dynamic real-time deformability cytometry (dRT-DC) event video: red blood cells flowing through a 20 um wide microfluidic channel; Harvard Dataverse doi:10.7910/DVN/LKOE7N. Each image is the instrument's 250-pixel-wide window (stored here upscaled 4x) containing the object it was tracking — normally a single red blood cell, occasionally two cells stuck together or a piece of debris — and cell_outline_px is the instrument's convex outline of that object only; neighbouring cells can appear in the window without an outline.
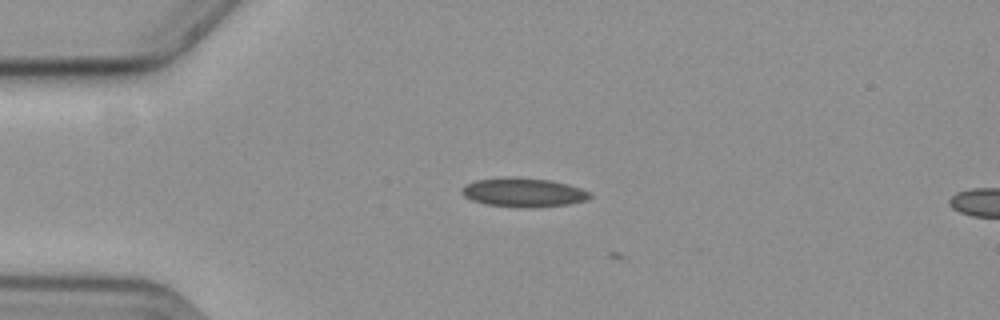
{"species": "common noctule bat (a hibernating species)", "species_latin": "Nyctalus noctula", "temperature_condition": "cold", "stored_images_in_passage": 2, "camera_frame_rate_fps": 3000, "um_per_image_px": 0.085, "animal": {"sex": "female", "body_mass_g": 19.3, "forearm_length_mm": 54.1}, "frame": {"image": 1, "passage_image": 1, "time_ms": 0.0, "image_size_px": [1000, 320], "cell_outline_px": [[592, 196], [584, 200], [568, 204], [536, 208], [516, 208], [484, 204], [472, 200], [464, 196], [460, 192], [468, 184], [476, 180], [504, 176], [512, 176], [548, 180], [568, 184], [580, 188], [588, 192]], "centroid_in_image_um": [44.46, 16.36], "position_along_channel_um": 40.5, "area_um2": 21.79}}